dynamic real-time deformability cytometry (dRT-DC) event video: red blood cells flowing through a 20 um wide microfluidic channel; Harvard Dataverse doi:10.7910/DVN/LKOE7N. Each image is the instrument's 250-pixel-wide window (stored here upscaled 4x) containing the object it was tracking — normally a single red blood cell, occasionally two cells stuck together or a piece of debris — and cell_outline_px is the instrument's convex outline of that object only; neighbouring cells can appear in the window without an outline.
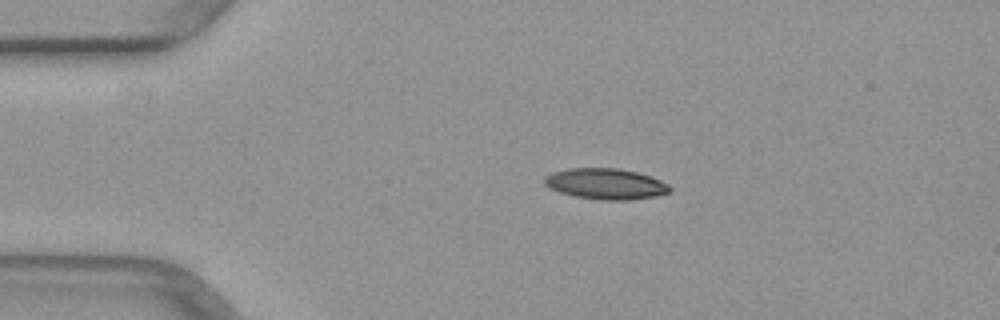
{"species": "common noctule bat (a hibernating species)", "species_latin": "Nyctalus noctula", "temperature_condition": "warm", "stored_images_in_passage": 43, "camera_frame_rate_fps": 3000, "um_per_image_px": 0.085, "animal": {"sex": "female", "body_mass_g": 29.2, "forearm_length_mm": 56.3}, "frame": {"image": 1, "passage_image": 3, "time_ms": 0.667, "image_size_px": [1000, 320], "cell_outline_px": [[672, 188], [668, 192], [656, 196], [628, 200], [600, 200], [576, 196], [560, 192], [548, 188], [544, 184], [544, 176], [552, 172], [568, 168], [616, 168], [636, 172], [660, 180], [668, 184]], "centroid_in_image_um": [51.44, 15.63], "position_along_channel_um": 33.6, "area_um2": 22.48}}
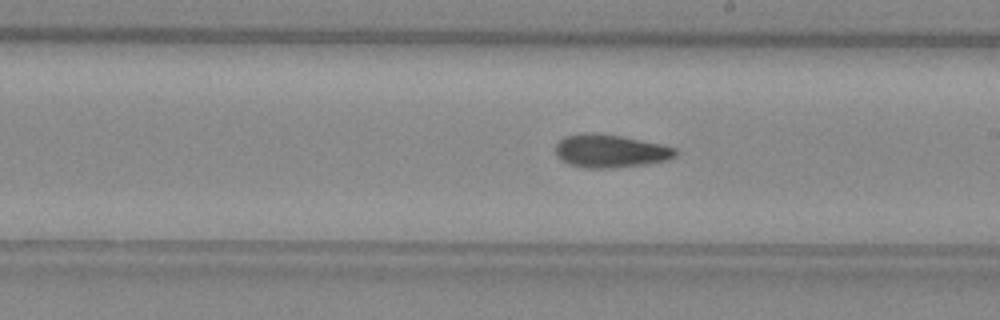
{"frame": {"image": 2, "passage_image": 21, "time_ms": 6.667, "image_size_px": [1000, 320], "cell_outline_px": [[676, 156], [668, 160], [644, 164], [608, 168], [584, 168], [568, 164], [560, 160], [556, 156], [556, 144], [564, 136], [580, 132], [592, 132], [620, 136], [660, 144], [676, 148]], "centroid_in_image_um": [51.82, 12.83], "position_along_channel_um": 237.2, "area_um2": 23.18}}
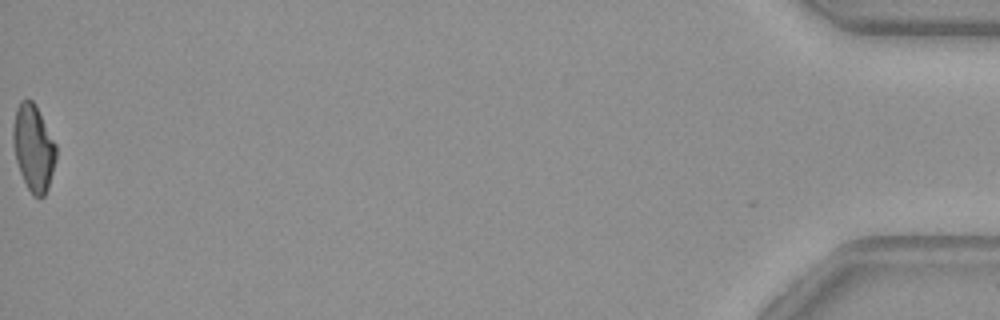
{"frame": {"image": 3, "passage_image": 43, "time_ms": 14.0, "image_size_px": [1000, 320], "cell_outline_px": [[56, 160], [48, 188], [44, 196], [32, 196], [20, 172], [16, 160], [12, 144], [12, 128], [16, 108], [20, 100], [32, 100], [36, 104], [56, 144]], "centroid_in_image_um": [2.83, 12.54], "position_along_channel_um": 432.4, "area_um2": 21.79}}